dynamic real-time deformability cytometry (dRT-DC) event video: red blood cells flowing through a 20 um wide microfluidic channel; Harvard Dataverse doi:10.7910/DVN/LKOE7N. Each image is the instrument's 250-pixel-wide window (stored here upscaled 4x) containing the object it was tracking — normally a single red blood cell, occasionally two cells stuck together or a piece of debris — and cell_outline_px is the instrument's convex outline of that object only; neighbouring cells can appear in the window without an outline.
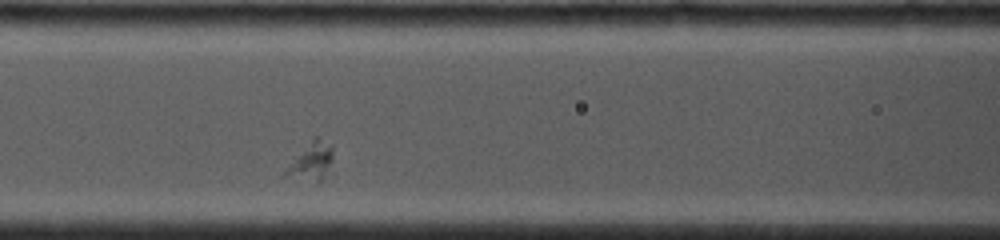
{"species": "common noctule bat (a hibernating species)", "species_latin": "Nyctalus noctula", "temperature_condition": "cold", "stored_images_in_passage": 5, "camera_frame_rate_fps": 4000, "um_per_image_px": 0.085, "animal": {"sex": "female", "body_mass_g": 19.0, "forearm_length_mm": 53.3}, "frame": {"image": 1, "passage_image": 5, "time_ms": 2.0, "image_size_px": [1000, 240], "cell_outline_px": [[332, 176], [320, 184], [284, 176], [284, 172], [296, 156], [312, 136], [316, 136], [332, 144]], "centroid_in_image_um": [26.56, 13.78], "position_along_channel_um": 140.0, "area_um2": 11.21}}